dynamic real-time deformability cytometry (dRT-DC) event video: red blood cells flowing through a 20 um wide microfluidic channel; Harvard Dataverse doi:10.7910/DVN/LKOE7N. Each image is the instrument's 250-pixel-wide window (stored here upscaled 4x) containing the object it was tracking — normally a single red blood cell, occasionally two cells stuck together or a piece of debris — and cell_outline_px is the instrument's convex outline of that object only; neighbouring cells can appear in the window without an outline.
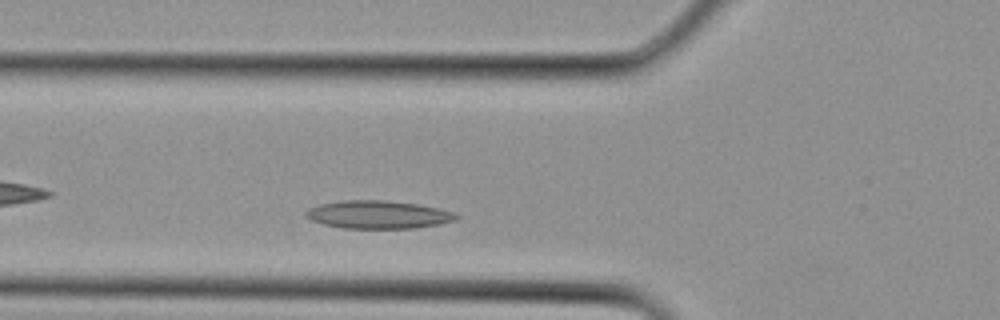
{"species": "Egyptian fruit bat (a non-hibernating species)", "species_latin": "Rousettus aegyptiacus", "temperature_condition": "cold", "stored_images_in_passage": 24, "camera_frame_rate_fps": 3000, "um_per_image_px": 0.085, "animal": {"sex": "female"}, "frame": {"image": 1, "passage_image": 3, "time_ms": 0.667, "image_size_px": [1000, 320], "cell_outline_px": [[460, 216], [456, 220], [440, 224], [412, 228], [344, 228], [324, 224], [312, 220], [304, 216], [304, 212], [320, 204], [340, 200], [384, 200], [416, 204], [440, 208], [456, 212]], "centroid_in_image_um": [32.18, 18.24], "position_along_channel_um": 93.6, "area_um2": 24.51}}
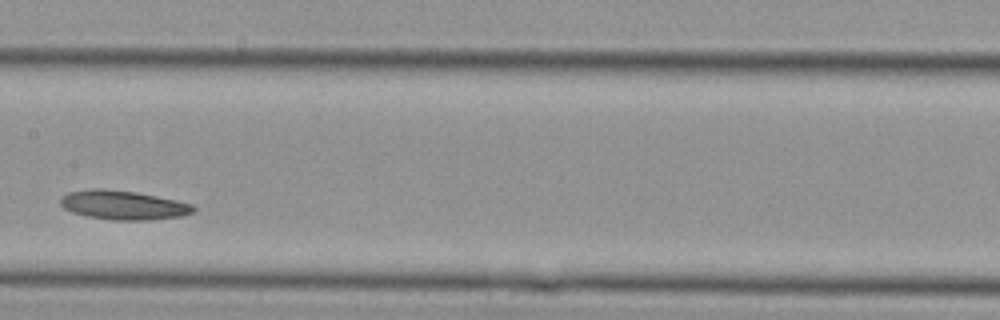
{"frame": {"image": 2, "passage_image": 8, "time_ms": 2.333, "image_size_px": [1000, 320], "cell_outline_px": [[196, 208], [192, 212], [180, 216], [148, 220], [112, 220], [88, 216], [72, 212], [64, 208], [60, 204], [60, 196], [68, 192], [92, 188], [104, 188], [136, 192], [176, 200], [192, 204]], "centroid_in_image_um": [10.43, 17.42], "position_along_channel_um": 197.0, "area_um2": 22.54}}
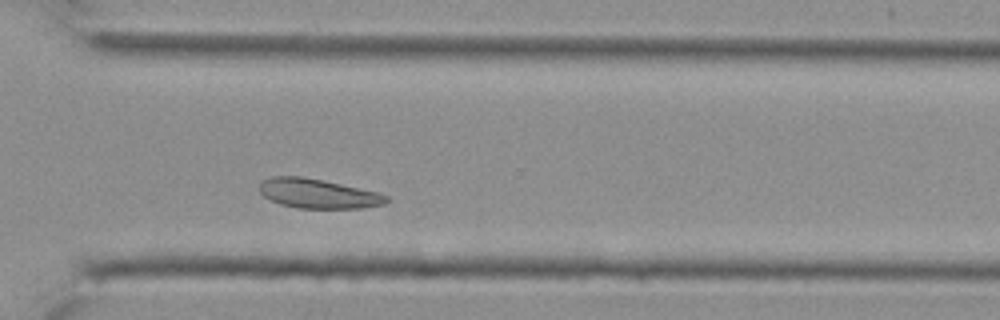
{"frame": {"image": 3, "passage_image": 15, "time_ms": 4.667, "image_size_px": [1000, 320], "cell_outline_px": [[392, 200], [384, 204], [364, 208], [296, 208], [280, 204], [264, 196], [260, 192], [260, 180], [268, 176], [304, 176], [324, 180], [380, 192], [388, 196]], "centroid_in_image_um": [27.06, 16.44], "position_along_channel_um": 343.5, "area_um2": 22.2}}